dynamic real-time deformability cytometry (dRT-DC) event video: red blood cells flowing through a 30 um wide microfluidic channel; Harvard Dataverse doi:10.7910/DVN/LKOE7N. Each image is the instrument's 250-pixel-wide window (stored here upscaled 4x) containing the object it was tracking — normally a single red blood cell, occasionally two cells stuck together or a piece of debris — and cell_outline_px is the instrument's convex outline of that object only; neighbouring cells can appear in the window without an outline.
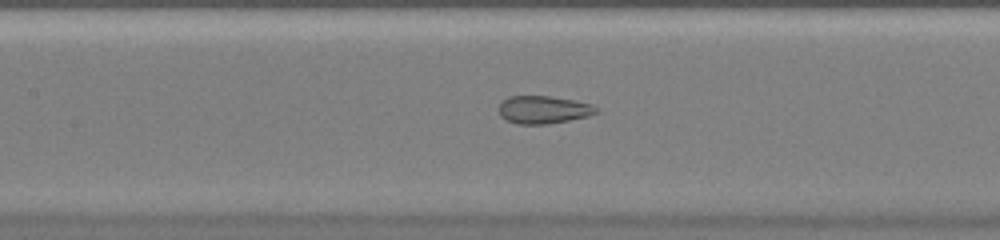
{"species": "common noctule bat (a hibernating species)", "species_latin": "Nyctalus noctula", "temperature_condition": "warm", "stored_images_in_passage": 42, "camera_frame_rate_fps": 3000, "um_per_image_px": 0.085, "animal": {"sex": "female", "body_mass_g": 20.0, "forearm_length_mm": 54.0}, "frame": {"image": 1, "passage_image": 23, "time_ms": 7.333, "image_size_px": [1000, 240], "cell_outline_px": [[600, 112], [588, 116], [548, 124], [516, 124], [500, 116], [500, 104], [508, 96], [548, 96], [572, 100], [592, 104], [600, 108]], "centroid_in_image_um": [46.23, 9.33], "position_along_channel_um": 161.2, "area_um2": 15.72}}
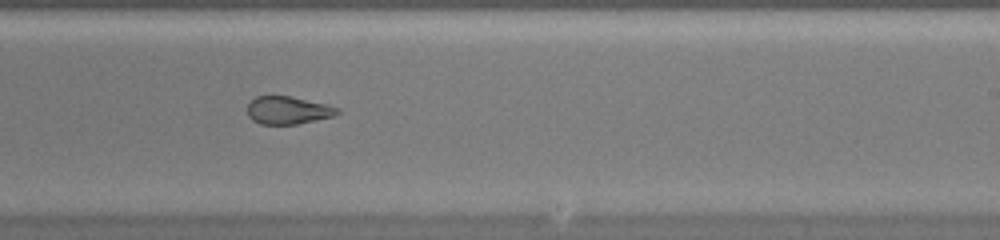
{"frame": {"image": 2, "passage_image": 30, "time_ms": 9.667, "image_size_px": [1000, 240], "cell_outline_px": [[340, 112], [332, 116], [296, 124], [260, 124], [252, 120], [248, 116], [248, 104], [256, 96], [292, 96], [328, 104], [340, 108]], "centroid_in_image_um": [24.48, 9.36], "position_along_channel_um": 264.5, "area_um2": 14.57}}
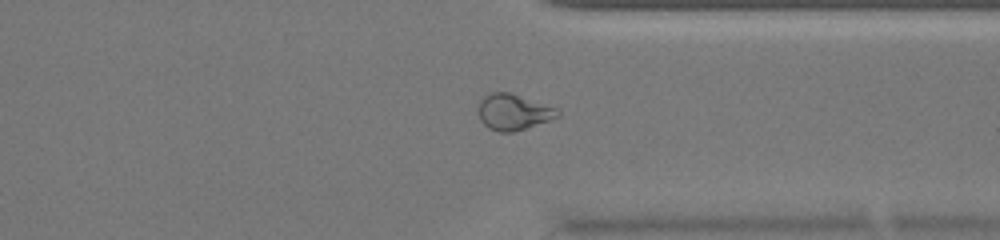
{"frame": {"image": 3, "passage_image": 37, "time_ms": 12.0, "image_size_px": [1000, 240], "cell_outline_px": [[560, 116], [512, 132], [500, 132], [488, 128], [480, 120], [476, 108], [480, 100], [484, 96], [492, 92], [508, 92], [560, 108]], "centroid_in_image_um": [43.62, 9.51], "position_along_channel_um": 367.8, "area_um2": 16.7}}